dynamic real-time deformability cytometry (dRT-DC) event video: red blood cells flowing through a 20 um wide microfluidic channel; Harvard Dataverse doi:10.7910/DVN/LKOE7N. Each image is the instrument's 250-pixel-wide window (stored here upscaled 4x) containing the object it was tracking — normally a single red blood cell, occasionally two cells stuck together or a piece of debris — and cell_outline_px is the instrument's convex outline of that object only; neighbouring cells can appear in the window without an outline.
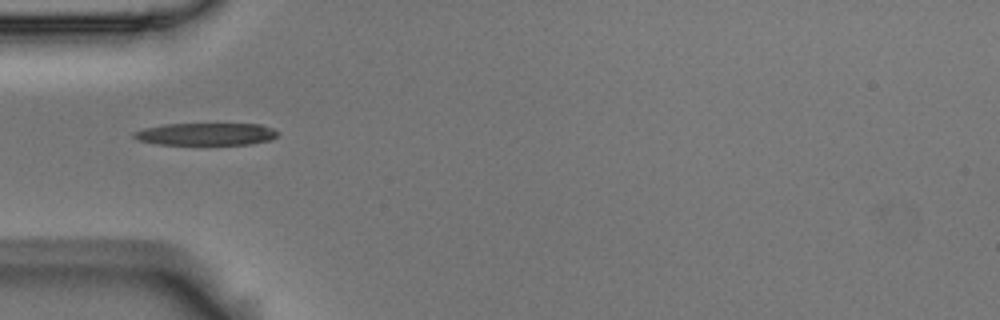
{"species": "Egyptian fruit bat (a non-hibernating species)", "species_latin": "Rousettus aegyptiacus", "temperature_condition": "room temperature", "stored_images_in_passage": 10, "camera_frame_rate_fps": 3000, "um_per_image_px": 0.085, "animal": {"sex": "male"}, "frame": {"image": 1, "passage_image": 4, "time_ms": 1.0, "image_size_px": [1000, 320], "cell_outline_px": [[280, 132], [272, 140], [252, 144], [160, 144], [140, 140], [132, 136], [132, 132], [144, 128], [164, 124], [260, 124], [272, 128]], "centroid_in_image_um": [17.55, 11.39], "position_along_channel_um": 67.5, "area_um2": 18.67}}
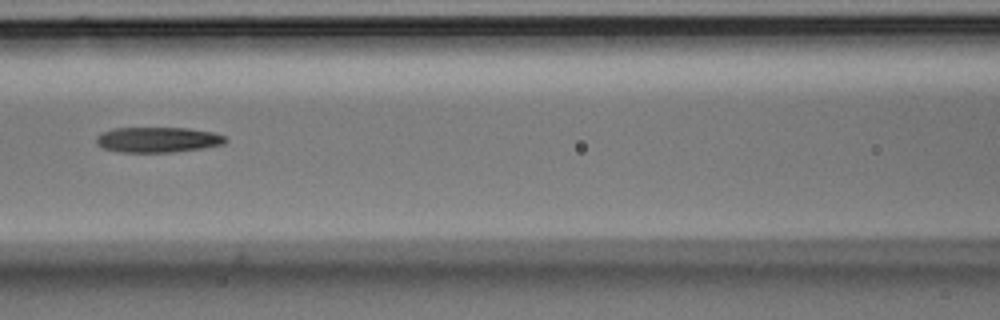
{"frame": {"image": 2, "passage_image": 6, "time_ms": 1.667, "image_size_px": [1000, 320], "cell_outline_px": [[228, 140], [224, 144], [204, 148], [172, 152], [120, 152], [104, 148], [96, 144], [96, 136], [112, 128], [188, 128], [212, 132], [224, 136]], "centroid_in_image_um": [13.41, 11.88], "position_along_channel_um": 153.2, "area_um2": 19.07}}
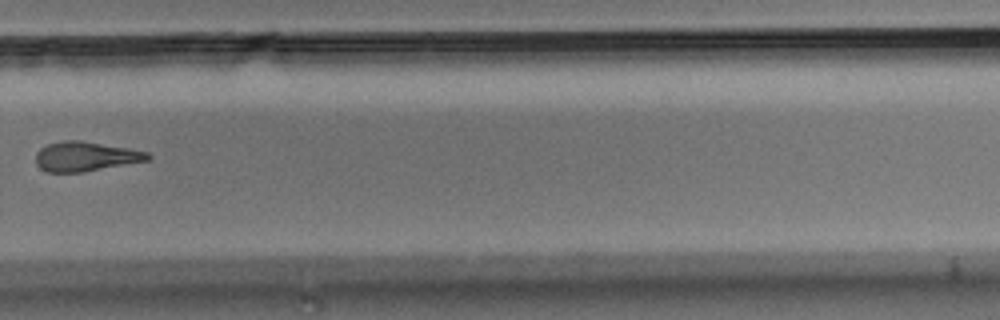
{"frame": {"image": 3, "passage_image": 10, "time_ms": 3.0, "image_size_px": [1000, 320], "cell_outline_px": [[152, 156], [148, 160], [84, 172], [48, 172], [40, 168], [36, 164], [36, 152], [40, 148], [48, 144], [64, 140], [80, 140], [128, 148], [148, 152]], "centroid_in_image_um": [7.25, 13.3], "position_along_channel_um": 322.5, "area_um2": 19.25}}